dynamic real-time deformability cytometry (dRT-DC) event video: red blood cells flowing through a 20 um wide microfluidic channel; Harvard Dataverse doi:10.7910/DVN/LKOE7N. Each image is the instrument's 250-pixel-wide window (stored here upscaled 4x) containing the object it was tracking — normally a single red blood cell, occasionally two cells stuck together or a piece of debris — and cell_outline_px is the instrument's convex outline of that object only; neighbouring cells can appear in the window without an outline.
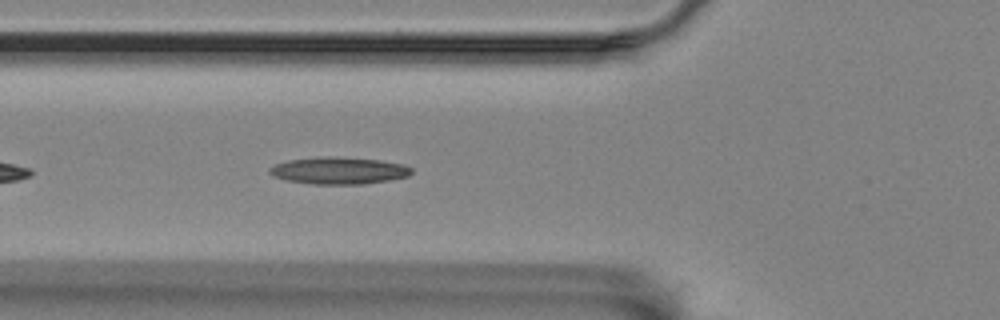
{"species": "Egyptian fruit bat (a non-hibernating species)", "species_latin": "Rousettus aegyptiacus", "temperature_condition": "room temperature", "stored_images_in_passage": 44, "camera_frame_rate_fps": 3000, "um_per_image_px": 0.085, "animal": {"sex": "female"}, "frame": {"image": 1, "passage_image": 7, "time_ms": 2.0, "image_size_px": [1000, 320], "cell_outline_px": [[412, 172], [408, 176], [388, 180], [364, 184], [312, 184], [288, 180], [272, 176], [268, 172], [268, 168], [276, 164], [288, 160], [316, 156], [332, 156], [380, 160], [400, 164], [412, 168]], "centroid_in_image_um": [28.75, 14.49], "position_along_channel_um": 97.0, "area_um2": 22.37}}
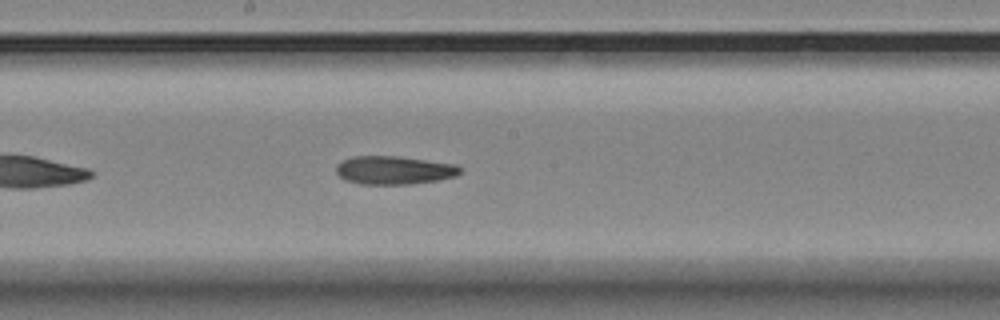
{"frame": {"image": 2, "passage_image": 17, "time_ms": 5.333, "image_size_px": [1000, 320], "cell_outline_px": [[460, 172], [456, 176], [436, 180], [412, 184], [360, 184], [344, 180], [336, 172], [336, 164], [352, 156], [396, 156], [456, 164], [460, 168]], "centroid_in_image_um": [33.46, 14.47], "position_along_channel_um": 214.7, "area_um2": 20.4}}
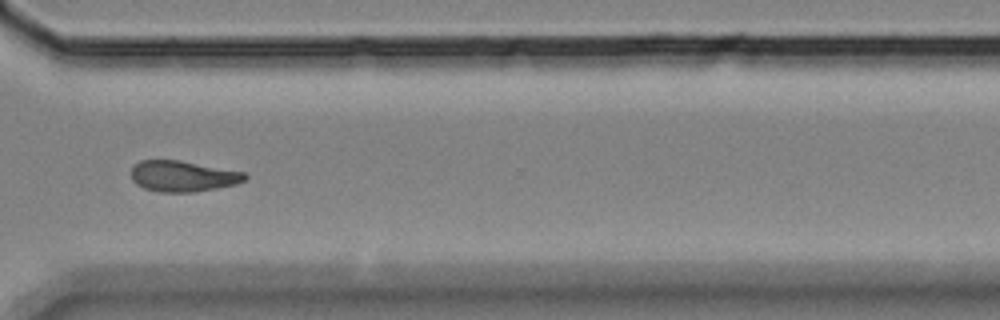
{"frame": {"image": 3, "passage_image": 29, "time_ms": 9.333, "image_size_px": [1000, 320], "cell_outline_px": [[248, 176], [244, 180], [236, 184], [216, 188], [192, 192], [160, 192], [144, 188], [136, 184], [132, 180], [132, 168], [140, 160], [176, 160], [244, 172]], "centroid_in_image_um": [15.52, 14.98], "position_along_channel_um": 355.1, "area_um2": 20.17}, "authors_computed_cell_mechanics": {"area_um2": 20.8947, "velocity_mm_per_s": 3.5127, "shape_relaxation_time_tau1_ms": null, "shape_relaxation_time_tau2_ms": 5.7118, "deformation_change_tau1": null, "deformation_change_tau2": 0.1435}}